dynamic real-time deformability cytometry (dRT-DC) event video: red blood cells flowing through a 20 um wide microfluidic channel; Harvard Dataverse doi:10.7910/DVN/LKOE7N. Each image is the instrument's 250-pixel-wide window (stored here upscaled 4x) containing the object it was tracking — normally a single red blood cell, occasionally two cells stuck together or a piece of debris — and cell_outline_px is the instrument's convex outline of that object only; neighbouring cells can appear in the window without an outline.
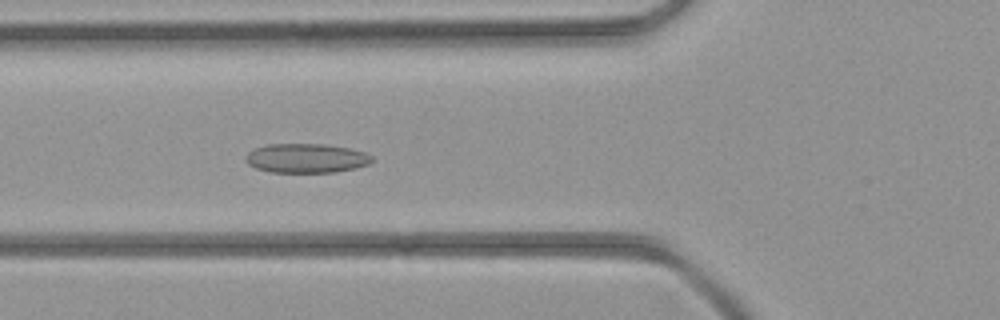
{"species": "common noctule bat (a hibernating species)", "species_latin": "Nyctalus noctula", "temperature_condition": "room temperature", "stored_images_in_passage": 38, "camera_frame_rate_fps": 3000, "um_per_image_px": 0.085, "animal": {"sex": "female", "body_mass_g": 21.9}, "frame": {"image": 1, "passage_image": 9, "time_ms": 2.667, "image_size_px": [1000, 320], "cell_outline_px": [[372, 160], [368, 164], [356, 168], [336, 172], [272, 172], [256, 168], [248, 164], [244, 160], [244, 156], [248, 152], [256, 148], [268, 144], [324, 144], [348, 148], [364, 152], [372, 156]], "centroid_in_image_um": [26.01, 13.45], "position_along_channel_um": 99.8, "area_um2": 21.5}}
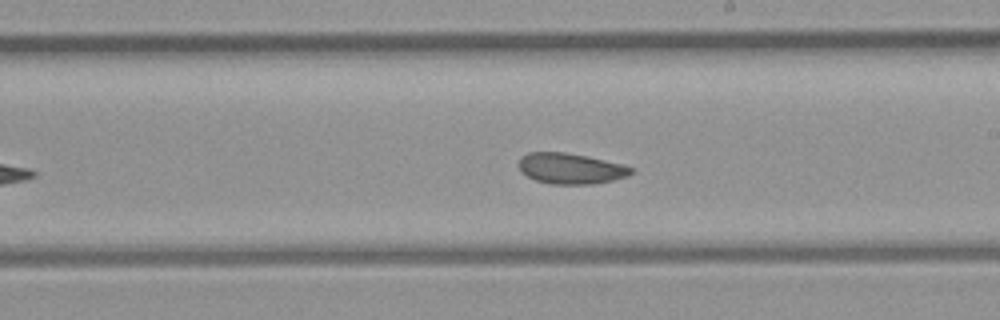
{"frame": {"image": 2, "passage_image": 18, "time_ms": 5.667, "image_size_px": [1000, 320], "cell_outline_px": [[632, 172], [628, 176], [612, 180], [592, 184], [548, 184], [536, 180], [520, 172], [516, 164], [520, 156], [528, 152], [564, 152], [588, 156], [624, 164], [632, 168]], "centroid_in_image_um": [48.45, 14.31], "position_along_channel_um": 240.6, "area_um2": 20.4}}
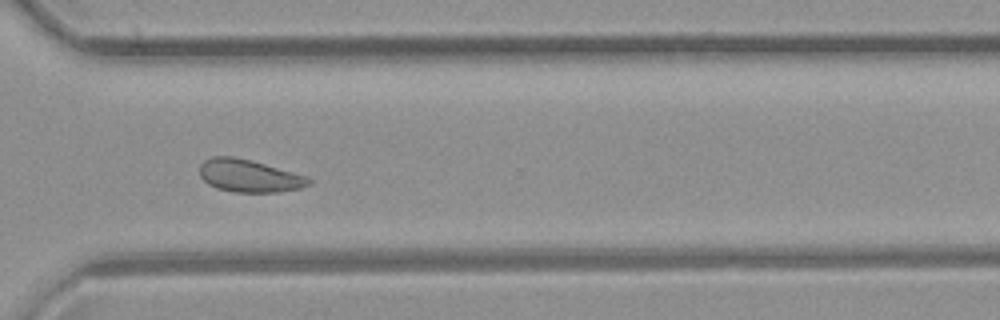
{"frame": {"image": 3, "passage_image": 25, "time_ms": 8.0, "image_size_px": [1000, 320], "cell_outline_px": [[312, 184], [300, 188], [280, 192], [236, 192], [216, 188], [208, 184], [200, 176], [200, 164], [204, 160], [212, 156], [232, 156], [264, 164], [308, 176], [312, 180]], "centroid_in_image_um": [21.18, 14.95], "position_along_channel_um": 349.4, "area_um2": 20.69}}